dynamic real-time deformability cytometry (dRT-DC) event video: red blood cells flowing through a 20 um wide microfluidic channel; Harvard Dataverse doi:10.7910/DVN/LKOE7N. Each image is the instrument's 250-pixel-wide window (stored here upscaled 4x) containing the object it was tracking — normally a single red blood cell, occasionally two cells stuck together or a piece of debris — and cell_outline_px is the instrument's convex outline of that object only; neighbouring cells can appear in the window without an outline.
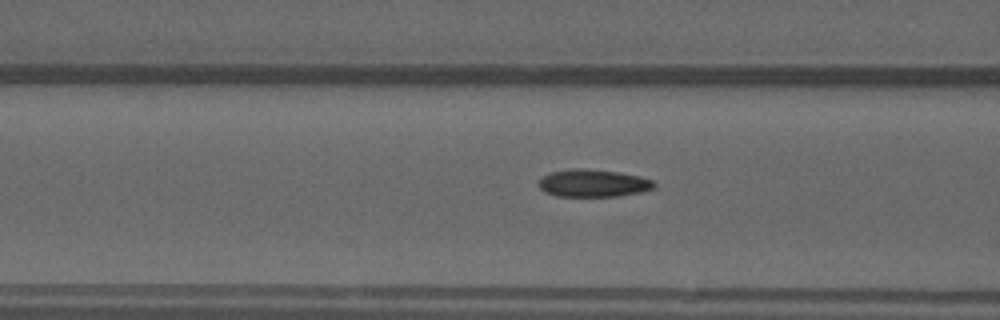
{"species": "common noctule bat (a hibernating species)", "species_latin": "Nyctalus noctula", "temperature_condition": "warm", "stored_images_in_passage": 35, "camera_frame_rate_fps": 3000, "um_per_image_px": 0.085, "animal": {"sex": "male", "forearm_length_mm": 52.5}, "frame": {"image": 1, "passage_image": 4, "time_ms": 1.0, "image_size_px": [1000, 320], "cell_outline_px": [[656, 184], [652, 188], [640, 192], [616, 196], [556, 196], [544, 192], [536, 184], [544, 176], [552, 172], [576, 168], [588, 168], [620, 172], [640, 176], [652, 180]], "centroid_in_image_um": [50.4, 15.56], "position_along_channel_um": 116.2, "area_um2": 18.5}}
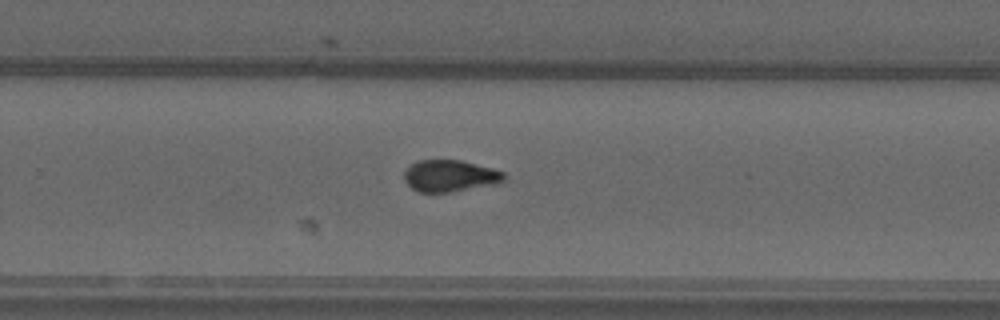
{"frame": {"image": 2, "passage_image": 17, "time_ms": 5.333, "image_size_px": [1000, 320], "cell_outline_px": [[504, 180], [496, 184], [452, 192], [416, 192], [404, 180], [404, 172], [412, 164], [420, 160], [460, 160], [492, 168], [504, 172]], "centroid_in_image_um": [38.24, 14.96], "position_along_channel_um": 291.6, "area_um2": 18.38}}
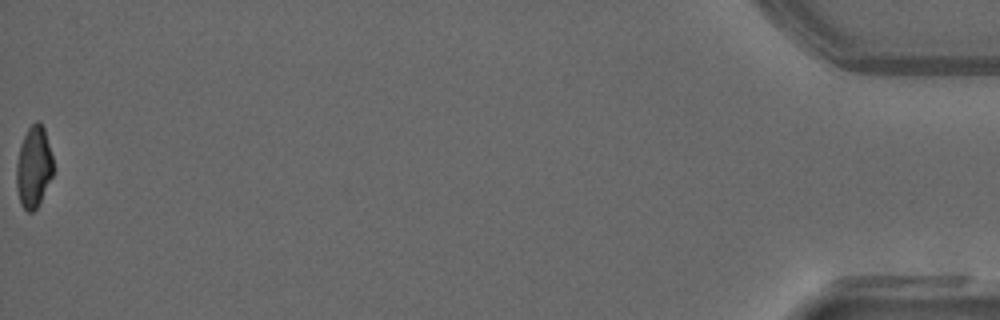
{"frame": {"image": 3, "passage_image": 35, "time_ms": 11.333, "image_size_px": [1000, 320], "cell_outline_px": [[52, 176], [36, 208], [32, 212], [28, 212], [20, 204], [16, 188], [16, 164], [20, 148], [24, 136], [28, 128], [36, 120], [40, 120], [44, 128], [52, 156]], "centroid_in_image_um": [2.84, 14.18], "position_along_channel_um": 432.4, "area_um2": 17.22}}